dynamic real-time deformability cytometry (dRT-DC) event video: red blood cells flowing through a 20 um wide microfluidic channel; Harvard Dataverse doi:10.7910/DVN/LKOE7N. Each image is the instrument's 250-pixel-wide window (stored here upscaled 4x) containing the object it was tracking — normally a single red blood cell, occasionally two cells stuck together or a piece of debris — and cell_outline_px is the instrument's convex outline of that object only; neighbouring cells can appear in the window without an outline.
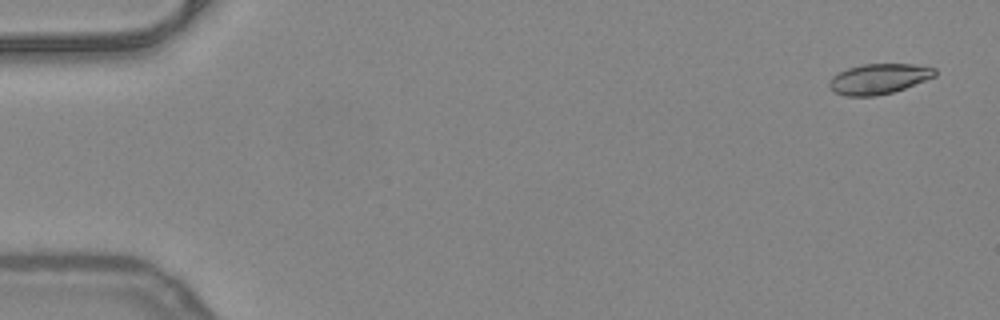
{"species": "common noctule bat (a hibernating species)", "species_latin": "Nyctalus noctula", "temperature_condition": "warm", "stored_images_in_passage": 51, "camera_frame_rate_fps": 3000, "um_per_image_px": 0.085, "animal": {"sex": "female", "body_mass_g": 24.6, "forearm_length_mm": 56.2}, "frame": {"image": 1, "passage_image": 1, "time_ms": 0.0, "image_size_px": [1000, 320], "cell_outline_px": [[936, 76], [904, 88], [892, 92], [876, 96], [844, 96], [832, 92], [828, 84], [832, 76], [848, 68], [864, 64], [916, 64], [936, 68]], "centroid_in_image_um": [74.68, 6.7], "position_along_channel_um": 10.3, "area_um2": 18.67}}
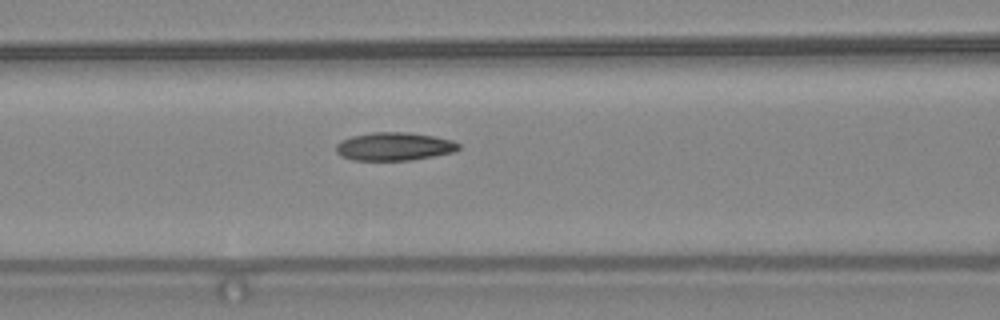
{"frame": {"image": 2, "passage_image": 21, "time_ms": 6.667, "image_size_px": [1000, 320], "cell_outline_px": [[460, 148], [456, 152], [412, 160], [352, 160], [340, 156], [336, 152], [336, 144], [340, 140], [352, 136], [372, 132], [408, 132], [432, 136], [452, 140], [460, 144]], "centroid_in_image_um": [33.5, 12.45], "position_along_channel_um": 133.1, "area_um2": 20.29}}
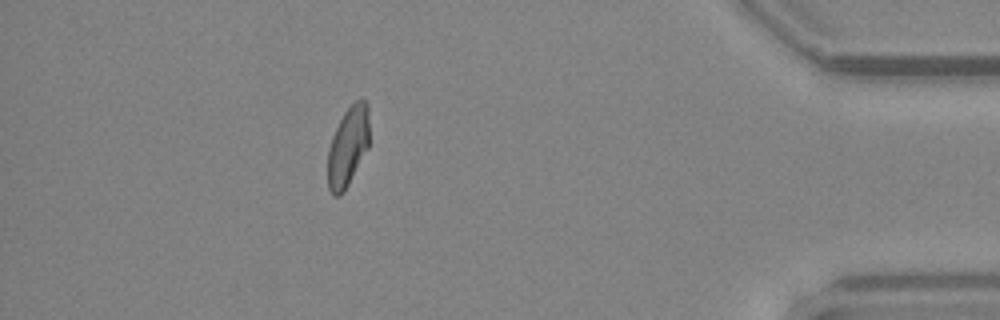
{"frame": {"image": 3, "passage_image": 45, "time_ms": 14.667, "image_size_px": [1000, 320], "cell_outline_px": [[368, 148], [344, 192], [340, 196], [332, 196], [328, 188], [328, 148], [332, 136], [344, 112], [356, 100], [364, 100], [368, 104]], "centroid_in_image_um": [29.56, 12.49], "position_along_channel_um": 405.6, "area_um2": 19.19}, "authors_computed_cell_mechanics": {"area_um2": 19.7098, "velocity_mm_per_s": 4.0118, "shape_relaxation_time_tau1_ms": 8.5682, "shape_relaxation_time_tau2_ms": 2.8596, "deformation_change_tau1": 0.2308, "deformation_change_tau2": 0.0948}}